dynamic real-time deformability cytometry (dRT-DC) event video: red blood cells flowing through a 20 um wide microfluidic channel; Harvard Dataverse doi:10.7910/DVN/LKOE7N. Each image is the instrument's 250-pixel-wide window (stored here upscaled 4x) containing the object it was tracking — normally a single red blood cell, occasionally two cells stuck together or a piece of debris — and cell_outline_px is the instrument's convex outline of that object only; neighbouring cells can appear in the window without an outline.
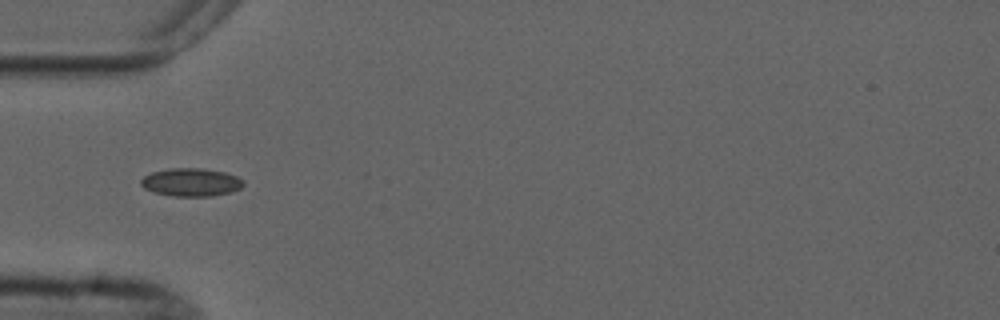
{"species": "common noctule bat (a hibernating species)", "species_latin": "Nyctalus noctula", "temperature_condition": "cold", "stored_images_in_passage": 8, "camera_frame_rate_fps": 3000, "um_per_image_px": 0.085, "animal": {"sex": "male", "forearm_length_mm": 52.5}, "frame": {"image": 1, "passage_image": 3, "time_ms": 3.333, "image_size_px": [1000, 320], "cell_outline_px": [[244, 184], [240, 188], [232, 192], [212, 196], [172, 196], [156, 192], [144, 188], [140, 184], [140, 180], [144, 176], [152, 172], [168, 168], [200, 168], [224, 172], [236, 176], [244, 180]], "centroid_in_image_um": [16.25, 15.49], "position_along_channel_um": 68.8, "area_um2": 16.76}}
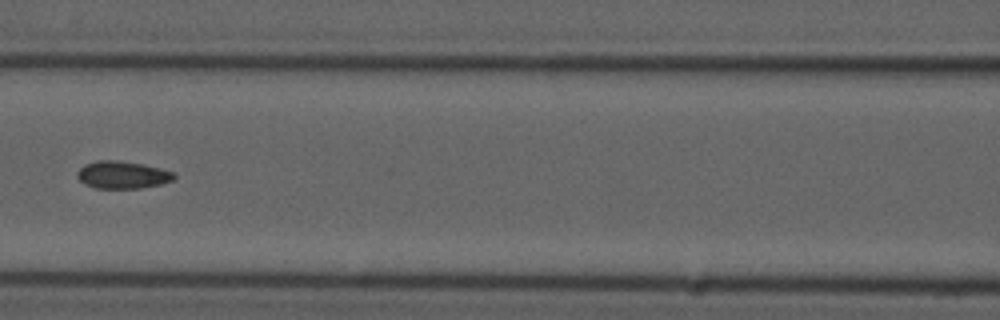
{"frame": {"image": 2, "passage_image": 5, "time_ms": 5.667, "image_size_px": [1000, 320], "cell_outline_px": [[176, 176], [172, 180], [160, 184], [140, 188], [96, 188], [84, 184], [76, 176], [76, 172], [84, 164], [96, 160], [116, 160], [144, 164], [160, 168], [172, 172]], "centroid_in_image_um": [10.36, 14.85], "position_along_channel_um": 156.2, "area_um2": 15.49}}
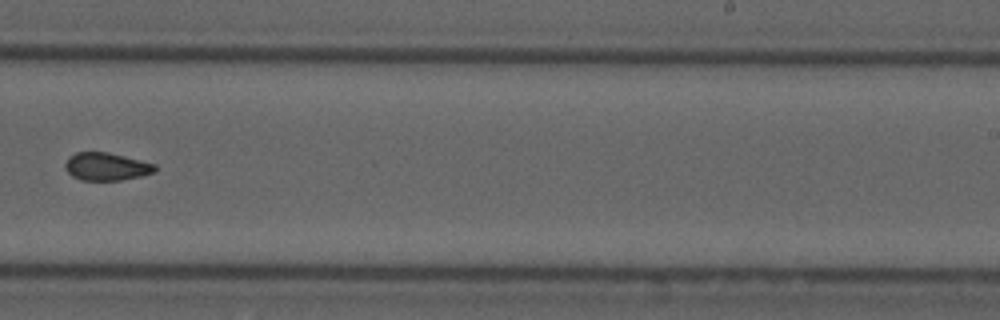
{"frame": {"image": 3, "passage_image": 8, "time_ms": 9.0, "image_size_px": [1000, 320], "cell_outline_px": [[156, 172], [144, 176], [120, 180], [80, 180], [72, 176], [64, 168], [64, 164], [68, 156], [76, 152], [108, 152], [156, 164]], "centroid_in_image_um": [9.04, 14.16], "position_along_channel_um": 280.0, "area_um2": 14.74}}